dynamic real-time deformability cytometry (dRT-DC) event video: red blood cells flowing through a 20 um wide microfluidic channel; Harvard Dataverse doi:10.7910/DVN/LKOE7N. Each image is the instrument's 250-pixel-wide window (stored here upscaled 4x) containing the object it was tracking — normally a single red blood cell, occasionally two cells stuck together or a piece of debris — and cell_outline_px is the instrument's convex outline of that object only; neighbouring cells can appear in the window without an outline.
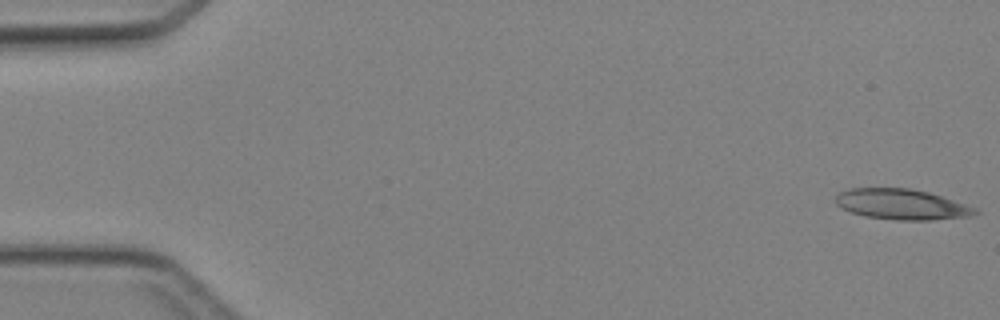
{"species": "Egyptian fruit bat (a non-hibernating species)", "species_latin": "Rousettus aegyptiacus", "temperature_condition": "cold", "stored_images_in_passage": 45, "camera_frame_rate_fps": 3000, "um_per_image_px": 0.085, "animal": {"sex": "female"}, "frame": {"image": 1, "passage_image": 1, "time_ms": 0.0, "image_size_px": [1000, 320], "cell_outline_px": [[980, 212], [972, 216], [932, 220], [896, 220], [864, 216], [840, 208], [836, 204], [836, 196], [840, 192], [848, 188], [912, 188], [928, 192], [976, 208]], "centroid_in_image_um": [76.62, 17.37], "position_along_channel_um": 8.4, "area_um2": 24.8}}
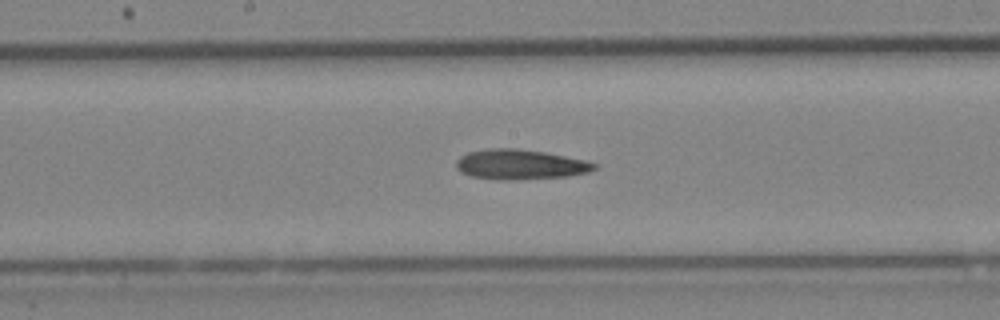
{"frame": {"image": 2, "passage_image": 24, "time_ms": 7.667, "image_size_px": [1000, 320], "cell_outline_px": [[596, 168], [588, 172], [568, 176], [512, 180], [504, 180], [472, 176], [460, 172], [456, 168], [456, 160], [460, 156], [468, 152], [492, 148], [516, 148], [544, 152], [584, 160], [596, 164]], "centroid_in_image_um": [44.18, 13.98], "position_along_channel_um": 204.0, "area_um2": 23.93}}
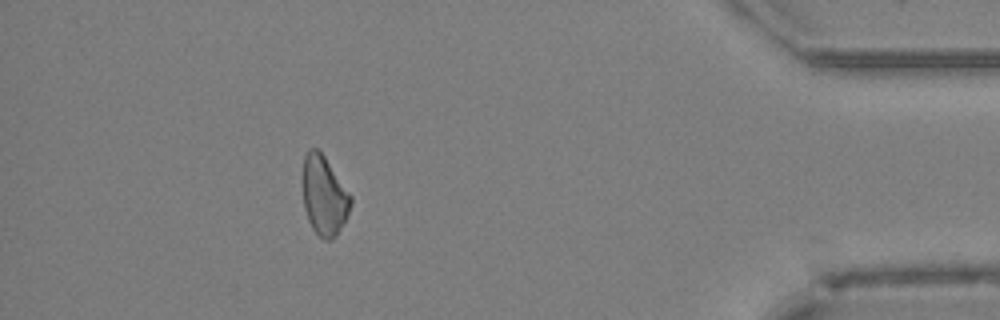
{"frame": {"image": 3, "passage_image": 41, "time_ms": 13.333, "image_size_px": [1000, 320], "cell_outline_px": [[352, 204], [344, 220], [332, 240], [324, 240], [312, 228], [308, 220], [304, 208], [300, 176], [304, 156], [308, 148], [316, 148], [324, 156], [352, 196]], "centroid_in_image_um": [27.49, 16.58], "position_along_channel_um": 407.7, "area_um2": 22.43}}